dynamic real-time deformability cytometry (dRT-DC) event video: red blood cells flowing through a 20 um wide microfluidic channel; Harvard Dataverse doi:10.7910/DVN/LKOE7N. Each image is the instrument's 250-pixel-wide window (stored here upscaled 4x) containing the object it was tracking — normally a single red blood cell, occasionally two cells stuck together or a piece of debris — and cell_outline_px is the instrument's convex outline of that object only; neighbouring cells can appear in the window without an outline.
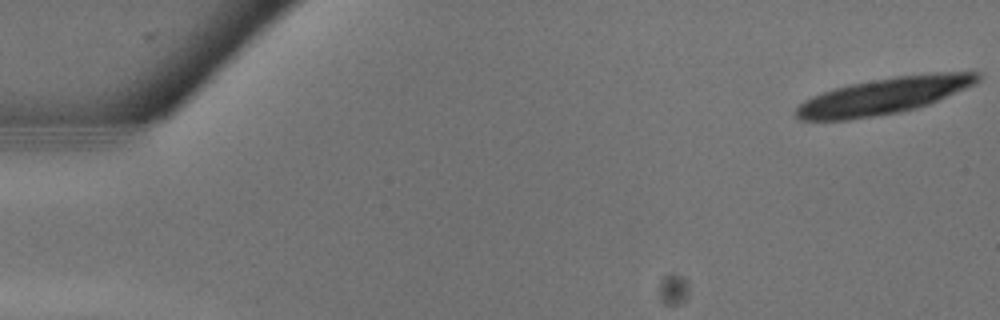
{"species": "common noctule bat (a hibernating species)", "species_latin": "Nyctalus noctula", "temperature_condition": "warm", "stored_images_in_passage": 11, "camera_frame_rate_fps": 3000, "um_per_image_px": 0.085, "animal": {"sex": "male", "body_mass_g": 13.3}, "frame": {"image": 1, "passage_image": 1, "time_ms": 0.0, "image_size_px": [1000, 320], "cell_outline_px": [[980, 80], [976, 84], [928, 104], [916, 108], [900, 112], [848, 120], [800, 120], [796, 116], [796, 108], [804, 100], [812, 96], [832, 88], [848, 84], [896, 76], [932, 72], [980, 72]], "centroid_in_image_um": [75.14, 8.14], "position_along_channel_um": 9.9, "area_um2": 38.61}}